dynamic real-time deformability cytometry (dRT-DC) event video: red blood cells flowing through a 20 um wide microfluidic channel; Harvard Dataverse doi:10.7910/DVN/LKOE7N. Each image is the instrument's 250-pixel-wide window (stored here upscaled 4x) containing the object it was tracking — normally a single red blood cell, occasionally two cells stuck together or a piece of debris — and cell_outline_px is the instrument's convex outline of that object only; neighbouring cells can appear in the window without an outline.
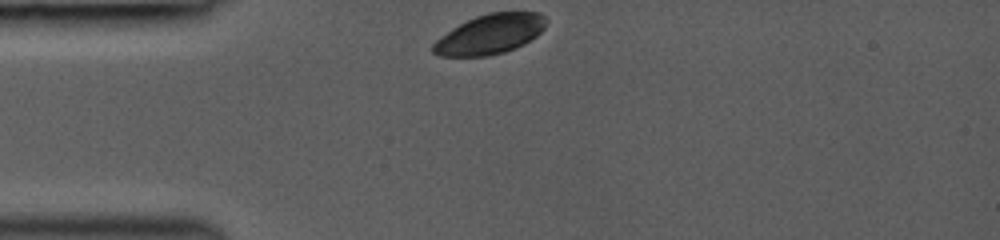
{"species": "common noctule bat (a hibernating species)", "species_latin": "Nyctalus noctula", "temperature_condition": "room temperature", "stored_images_in_passage": 30, "camera_frame_rate_fps": 3000, "um_per_image_px": 0.085, "animal": {"sex": "female", "body_mass_g": 19.0, "forearm_length_mm": 53.3}, "frame": {"image": 1, "passage_image": 1, "time_ms": 0.0, "image_size_px": [1000, 240], "cell_outline_px": [[548, 20], [544, 28], [536, 36], [524, 44], [516, 48], [504, 52], [488, 56], [440, 56], [432, 52], [432, 44], [440, 36], [452, 28], [476, 16], [488, 12], [540, 12]], "centroid_in_image_um": [41.65, 2.91], "position_along_channel_um": 43.3, "area_um2": 26.24}}
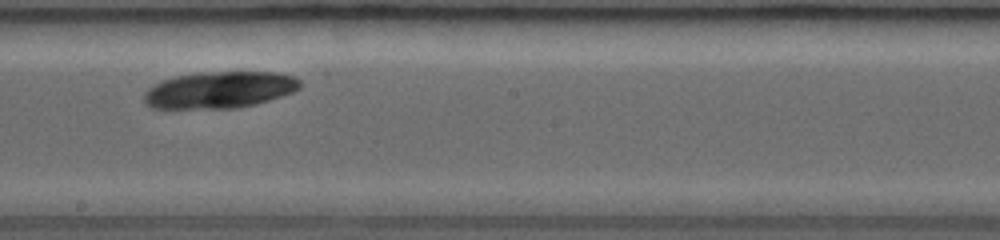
{"frame": {"image": 2, "passage_image": 16, "time_ms": 5.0, "image_size_px": [1000, 240], "cell_outline_px": [[300, 88], [292, 92], [256, 104], [236, 108], [148, 108], [144, 104], [144, 92], [148, 88], [164, 80], [176, 76], [196, 72], [280, 72], [296, 76], [300, 80]], "centroid_in_image_um": [18.66, 7.63], "position_along_channel_um": 229.5, "area_um2": 33.47}}
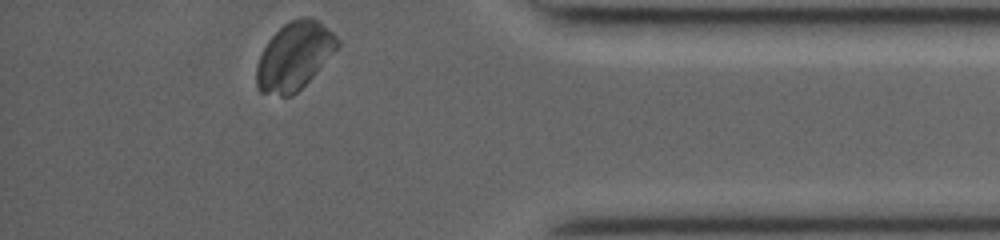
{"frame": {"image": 3, "passage_image": 30, "time_ms": 9.667, "image_size_px": [1000, 240], "cell_outline_px": [[340, 44], [312, 76], [292, 96], [280, 96], [260, 92], [256, 88], [256, 64], [268, 40], [288, 20], [300, 16], [312, 16], [332, 32], [340, 40]], "centroid_in_image_um": [24.99, 4.75], "position_along_channel_um": 410.2, "area_um2": 31.73}}